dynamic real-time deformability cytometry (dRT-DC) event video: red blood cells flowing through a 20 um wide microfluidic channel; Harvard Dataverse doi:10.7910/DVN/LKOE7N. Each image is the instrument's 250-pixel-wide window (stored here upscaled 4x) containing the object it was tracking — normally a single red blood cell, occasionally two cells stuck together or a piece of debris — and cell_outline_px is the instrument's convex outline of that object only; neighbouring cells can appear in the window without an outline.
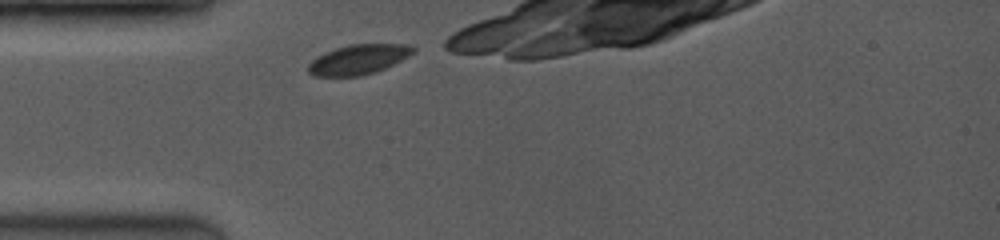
{"species": "common noctule bat (a hibernating species)", "species_latin": "Nyctalus noctula", "temperature_condition": "room temperature", "stored_images_in_passage": 48, "camera_frame_rate_fps": 3500, "um_per_image_px": 0.085, "animal": {"sex": "female", "body_mass_g": 19.0, "forearm_length_mm": 53.3}, "frame": {"image": 1, "passage_image": 1, "time_ms": 0.0, "image_size_px": [1000, 240], "cell_outline_px": [[416, 48], [408, 56], [376, 72], [360, 76], [312, 76], [308, 72], [308, 64], [316, 56], [324, 52], [348, 44], [408, 44]], "centroid_in_image_um": [30.42, 5.05], "position_along_channel_um": 54.6, "area_um2": 18.21}}
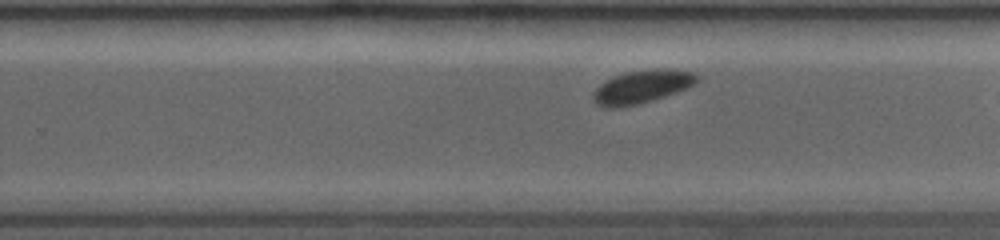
{"frame": {"image": 2, "passage_image": 35, "time_ms": 5.714, "image_size_px": [1000, 240], "cell_outline_px": [[700, 76], [696, 84], [688, 88], [640, 104], [620, 108], [604, 108], [596, 104], [592, 100], [592, 92], [600, 84], [624, 72], [692, 72]], "centroid_in_image_um": [54.47, 7.46], "position_along_channel_um": 275.3, "area_um2": 19.19}}